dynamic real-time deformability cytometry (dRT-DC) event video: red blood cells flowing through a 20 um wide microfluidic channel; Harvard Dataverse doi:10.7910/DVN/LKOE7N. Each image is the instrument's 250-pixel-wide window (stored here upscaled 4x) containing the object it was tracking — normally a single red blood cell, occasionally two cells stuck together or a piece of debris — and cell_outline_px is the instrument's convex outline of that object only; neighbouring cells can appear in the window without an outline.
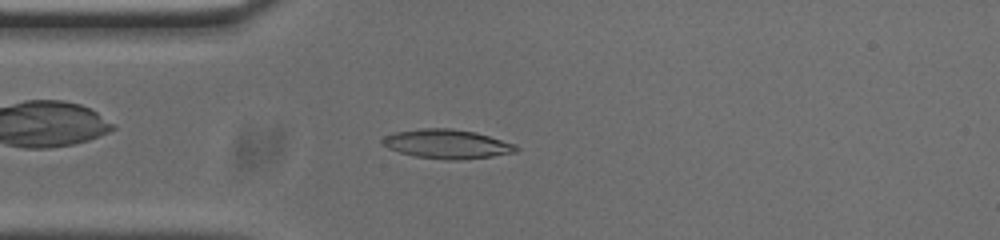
{"species": "common noctule bat (a hibernating species)", "species_latin": "Nyctalus noctula", "temperature_condition": "cold", "stored_images_in_passage": 52, "camera_frame_rate_fps": 3000, "um_per_image_px": 0.085, "animal": {"sex": "male", "body_mass_g": 20.0, "forearm_length_mm": 53.3}, "frame": {"image": 1, "passage_image": 12, "time_ms": 3.667, "image_size_px": [1000, 240], "cell_outline_px": [[520, 148], [516, 152], [492, 156], [460, 160], [444, 160], [416, 156], [400, 152], [388, 148], [380, 144], [380, 140], [384, 136], [396, 132], [420, 128], [452, 128], [476, 132], [516, 144]], "centroid_in_image_um": [38.0, 12.24], "position_along_channel_um": 47.0, "area_um2": 22.89}}
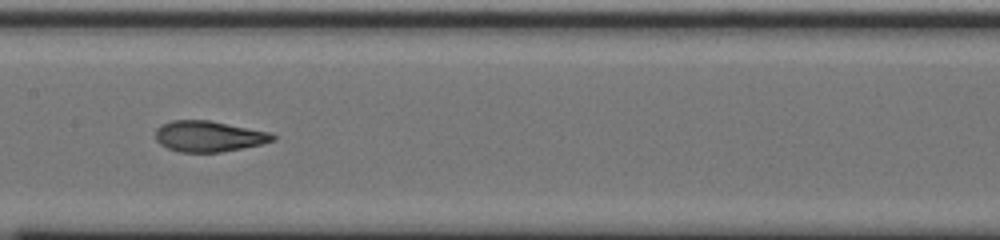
{"frame": {"image": 2, "passage_image": 24, "time_ms": 7.667, "image_size_px": [1000, 240], "cell_outline_px": [[276, 140], [260, 144], [220, 152], [180, 152], [168, 148], [160, 144], [156, 140], [156, 128], [160, 124], [172, 120], [208, 120], [272, 132], [276, 136]], "centroid_in_image_um": [17.74, 11.57], "position_along_channel_um": 189.7, "area_um2": 21.1}}
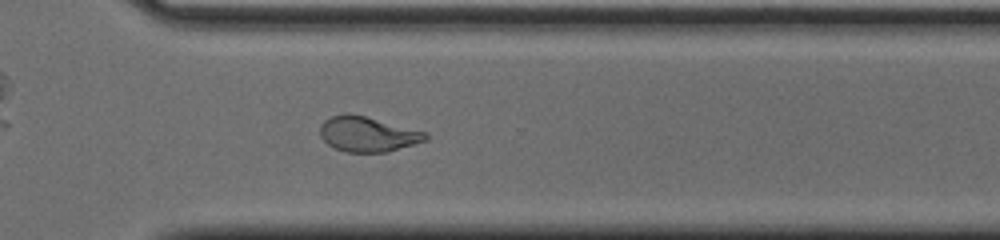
{"frame": {"image": 3, "passage_image": 36, "time_ms": 11.667, "image_size_px": [1000, 240], "cell_outline_px": [[428, 140], [388, 152], [344, 152], [328, 144], [320, 136], [320, 124], [324, 120], [332, 116], [344, 112], [348, 112], [428, 132]], "centroid_in_image_um": [31.25, 11.4], "position_along_channel_um": 339.3, "area_um2": 21.73}, "authors_computed_cell_mechanics": {"area_um2": 21.3571, "velocity_mm_per_s": 3.7474, "shape_relaxation_time_tau1_ms": 9.99, "shape_relaxation_time_tau2_ms": 1.3134, "deformation_change_tau1": 0.2693, "deformation_change_tau2": 0.0796}}